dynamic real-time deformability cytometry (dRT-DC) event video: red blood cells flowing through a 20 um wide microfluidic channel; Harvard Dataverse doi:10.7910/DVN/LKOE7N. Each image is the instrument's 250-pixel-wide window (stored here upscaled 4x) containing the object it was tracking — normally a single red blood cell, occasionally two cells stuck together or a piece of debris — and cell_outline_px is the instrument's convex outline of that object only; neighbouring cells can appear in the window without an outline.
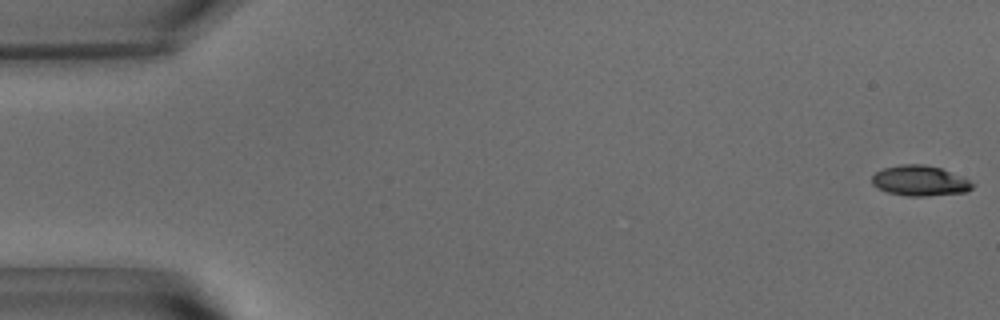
{"species": "common noctule bat (a hibernating species)", "species_latin": "Nyctalus noctula", "temperature_condition": "warm", "stored_images_in_passage": 54, "camera_frame_rate_fps": 3000, "um_per_image_px": 0.085, "animal": {"sex": "male", "body_mass_g": 15.6}, "frame": {"image": 1, "passage_image": 1, "time_ms": 0.0, "image_size_px": [1000, 320], "cell_outline_px": [[976, 184], [968, 192], [924, 196], [908, 196], [888, 192], [876, 188], [872, 184], [872, 176], [876, 172], [884, 168], [900, 164], [924, 164], [940, 168], [968, 180]], "centroid_in_image_um": [78.17, 15.37], "position_along_channel_um": 6.8, "area_um2": 17.69}}
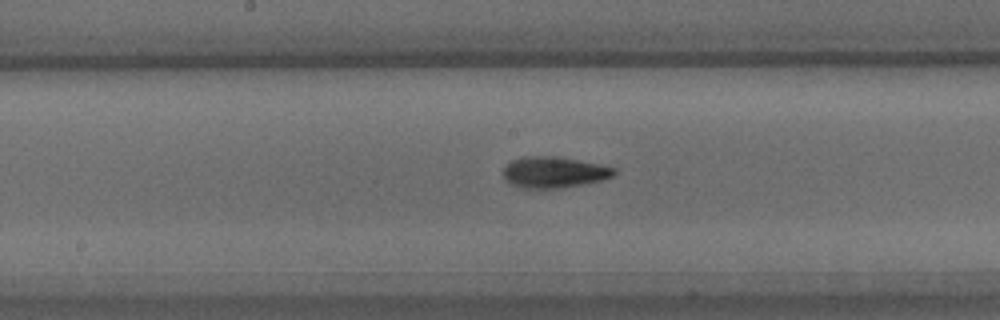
{"frame": {"image": 2, "passage_image": 28, "time_ms": 9.0, "image_size_px": [1000, 320], "cell_outline_px": [[616, 172], [612, 176], [604, 180], [560, 188], [524, 188], [512, 184], [504, 180], [504, 168], [512, 160], [520, 156], [552, 156], [576, 160], [616, 168]], "centroid_in_image_um": [47.06, 14.64], "position_along_channel_um": 201.1, "area_um2": 19.88}}
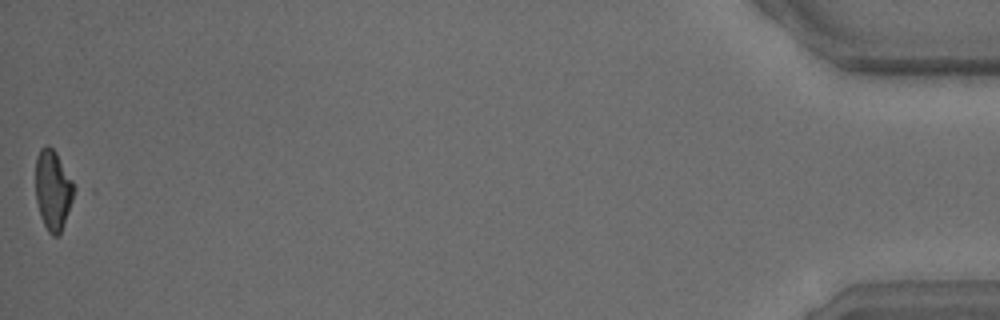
{"frame": {"image": 3, "passage_image": 54, "time_ms": 17.667, "image_size_px": [1000, 320], "cell_outline_px": [[80, 192], [60, 236], [52, 236], [48, 232], [40, 216], [36, 200], [36, 156], [40, 148], [44, 144], [48, 144], [56, 152], [80, 188]], "centroid_in_image_um": [4.61, 16.18], "position_along_channel_um": 430.6, "area_um2": 19.48}, "authors_computed_cell_mechanics": {"area_um2": 19.1607, "velocity_mm_per_s": 3.7773, "shape_relaxation_time_tau1_ms": 3.4911, "shape_relaxation_time_tau2_ms": 3.0281, "deformation_change_tau1": 0.1602, "deformation_change_tau2": 0.106}}